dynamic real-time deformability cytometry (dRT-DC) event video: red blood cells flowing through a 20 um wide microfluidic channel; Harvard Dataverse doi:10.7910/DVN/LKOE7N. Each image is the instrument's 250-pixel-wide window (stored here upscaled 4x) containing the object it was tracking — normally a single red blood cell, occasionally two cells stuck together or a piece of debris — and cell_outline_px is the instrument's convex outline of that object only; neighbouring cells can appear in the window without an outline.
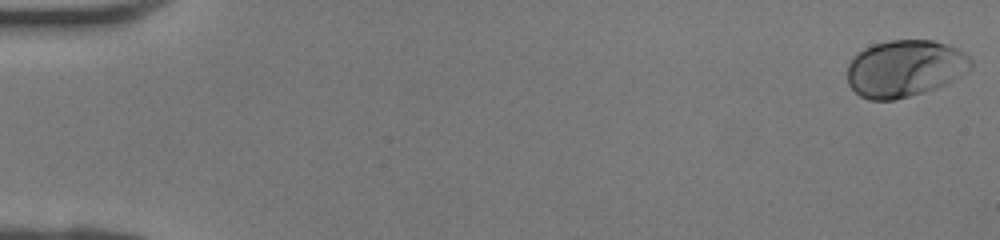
{"species": "human", "species_latin": "Homo sapiens", "temperature_condition": "room temperature", "stored_images_in_passage": 42, "camera_frame_rate_fps": 3000, "um_per_image_px": 0.085, "donor": {"sex": "female"}, "frame": {"image": 1, "passage_image": 1, "time_ms": 0.0, "image_size_px": [1000, 240], "cell_outline_px": [[972, 68], [960, 76], [936, 88], [924, 92], [892, 100], [868, 100], [860, 96], [848, 84], [848, 64], [852, 56], [864, 48], [888, 40], [932, 40], [948, 44], [956, 48], [968, 56], [972, 60]], "centroid_in_image_um": [76.9, 5.81], "position_along_channel_um": 8.1, "area_um2": 40.98}}
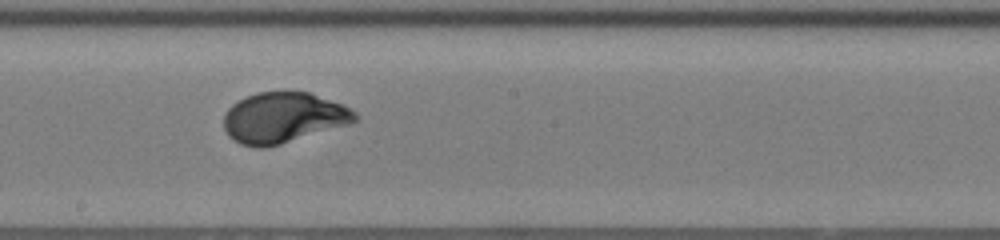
{"frame": {"image": 2, "passage_image": 24, "time_ms": 7.667, "image_size_px": [1000, 240], "cell_outline_px": [[356, 120], [348, 124], [280, 144], [264, 148], [256, 148], [240, 144], [232, 140], [228, 136], [224, 128], [224, 116], [228, 108], [232, 104], [256, 92], [308, 92], [340, 104], [356, 112]], "centroid_in_image_um": [24.02, 10.02], "position_along_channel_um": 224.2, "area_um2": 38.21}}
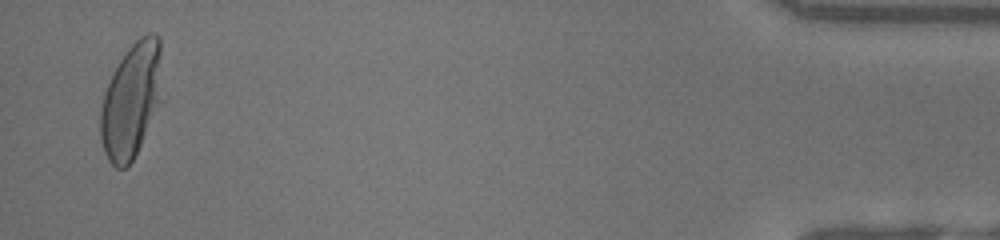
{"frame": {"image": 3, "passage_image": 41, "time_ms": 13.333, "image_size_px": [1000, 240], "cell_outline_px": [[160, 52], [152, 104], [144, 132], [140, 144], [132, 160], [124, 168], [116, 168], [108, 160], [104, 152], [100, 136], [100, 112], [104, 92], [112, 72], [128, 48], [140, 36], [148, 32], [152, 32], [160, 36]], "centroid_in_image_um": [11.0, 8.51], "position_along_channel_um": 424.2, "area_um2": 38.32}}